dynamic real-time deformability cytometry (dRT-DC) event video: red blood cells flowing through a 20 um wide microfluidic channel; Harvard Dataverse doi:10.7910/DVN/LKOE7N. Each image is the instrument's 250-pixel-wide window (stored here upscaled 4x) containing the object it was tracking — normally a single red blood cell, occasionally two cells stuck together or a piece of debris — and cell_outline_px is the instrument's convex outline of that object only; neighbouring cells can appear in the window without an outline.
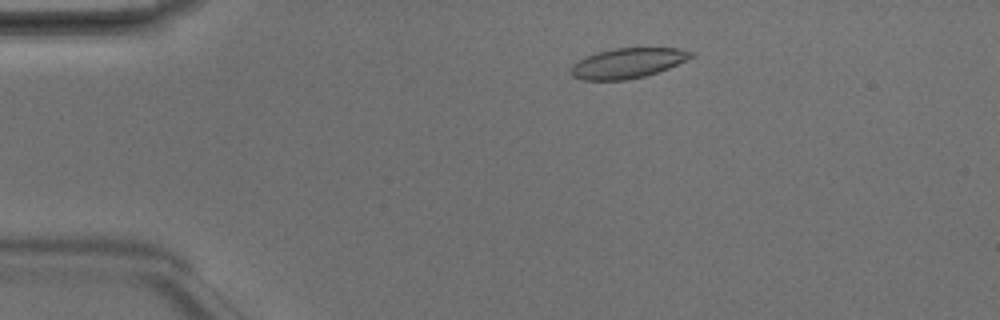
{"species": "Egyptian fruit bat (a non-hibernating species)", "species_latin": "Rousettus aegyptiacus", "temperature_condition": "room temperature", "stored_images_in_passage": 4, "camera_frame_rate_fps": 3000, "um_per_image_px": 0.085, "animal": {"sex": "male"}, "frame": {"image": 1, "passage_image": 2, "time_ms": 0.333, "image_size_px": [1000, 320], "cell_outline_px": [[696, 56], [668, 68], [644, 76], [624, 80], [584, 80], [572, 76], [572, 64], [588, 56], [600, 52], [616, 48], [680, 48], [696, 52]], "centroid_in_image_um": [53.43, 5.36], "position_along_channel_um": 31.6, "area_um2": 20.81}}
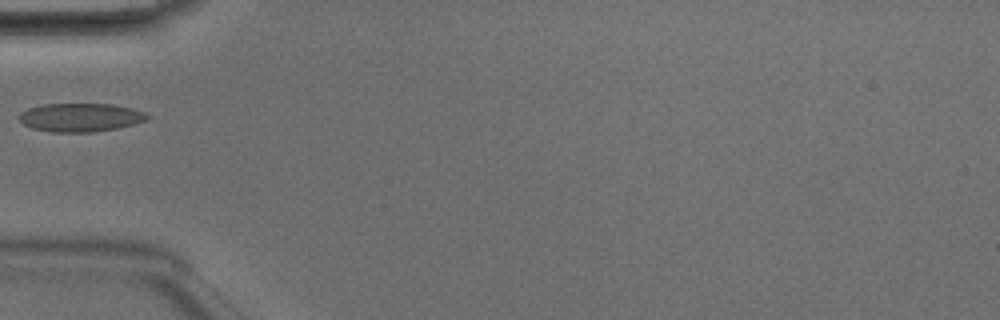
{"frame": {"image": 2, "passage_image": 4, "time_ms": 1.0, "image_size_px": [1000, 320], "cell_outline_px": [[148, 120], [116, 128], [92, 132], [52, 132], [32, 128], [24, 124], [16, 116], [20, 112], [28, 108], [40, 104], [112, 104], [132, 108], [148, 112]], "centroid_in_image_um": [6.82, 9.97], "position_along_channel_um": 78.2, "area_um2": 21.39}}